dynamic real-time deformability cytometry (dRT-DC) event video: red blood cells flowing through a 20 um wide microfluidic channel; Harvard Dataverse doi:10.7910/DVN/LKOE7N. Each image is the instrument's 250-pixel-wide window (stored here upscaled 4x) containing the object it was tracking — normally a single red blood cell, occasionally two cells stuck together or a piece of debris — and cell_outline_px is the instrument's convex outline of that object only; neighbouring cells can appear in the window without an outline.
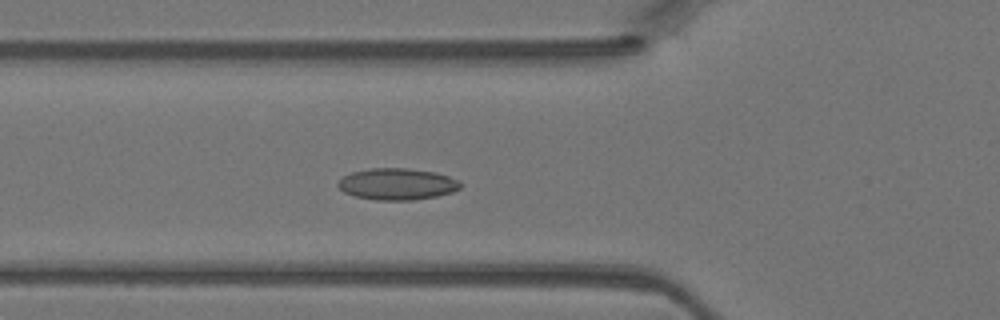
{"species": "Egyptian fruit bat (a non-hibernating species)", "species_latin": "Rousettus aegyptiacus", "temperature_condition": "warm", "stored_images_in_passage": 44, "camera_frame_rate_fps": 3000, "um_per_image_px": 0.085, "animal": {"sex": "female"}, "frame": {"image": 1, "passage_image": 15, "time_ms": 4.667, "image_size_px": [1000, 320], "cell_outline_px": [[464, 184], [460, 188], [452, 192], [436, 196], [412, 200], [376, 200], [356, 196], [344, 192], [336, 184], [344, 176], [352, 172], [368, 168], [408, 168], [436, 172], [460, 180]], "centroid_in_image_um": [33.79, 15.64], "position_along_channel_um": 92.0, "area_um2": 22.6}}
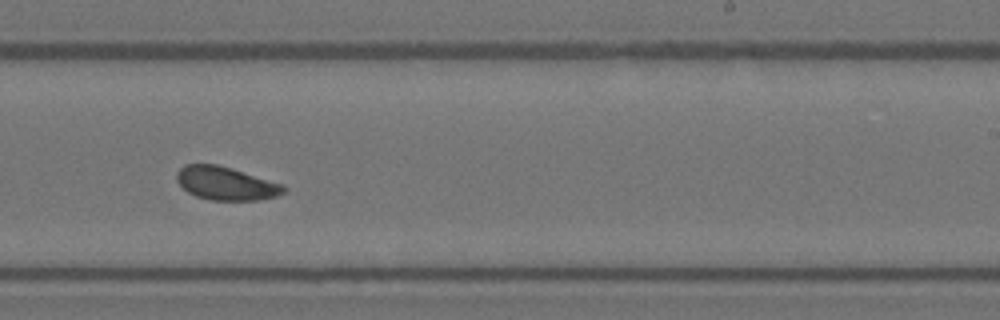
{"frame": {"image": 2, "passage_image": 27, "time_ms": 8.667, "image_size_px": [1000, 320], "cell_outline_px": [[288, 188], [284, 192], [276, 196], [256, 200], [212, 200], [196, 196], [188, 192], [176, 180], [176, 172], [184, 164], [216, 164], [232, 168], [284, 184]], "centroid_in_image_um": [19.21, 15.58], "position_along_channel_um": 269.8, "area_um2": 20.81}}
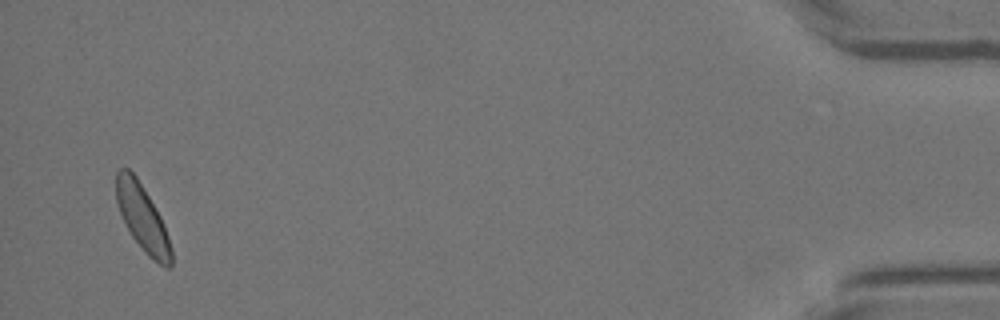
{"frame": {"image": 3, "passage_image": 43, "time_ms": 14.0, "image_size_px": [1000, 320], "cell_outline_px": [[172, 268], [164, 268], [148, 256], [144, 252], [132, 236], [120, 212], [116, 200], [116, 172], [120, 168], [128, 168], [136, 176], [156, 208], [164, 224], [172, 248]], "centroid_in_image_um": [12.13, 18.56], "position_along_channel_um": 423.1, "area_um2": 21.21}}